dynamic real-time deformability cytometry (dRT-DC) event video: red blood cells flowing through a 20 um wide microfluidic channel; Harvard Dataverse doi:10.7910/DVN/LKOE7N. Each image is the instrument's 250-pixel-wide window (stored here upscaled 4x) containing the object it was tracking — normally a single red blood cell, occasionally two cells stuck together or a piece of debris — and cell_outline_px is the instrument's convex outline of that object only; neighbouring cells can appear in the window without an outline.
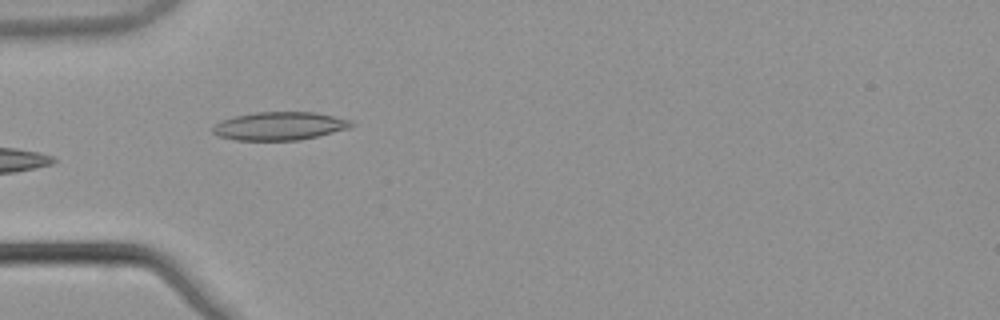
{"species": "common noctule bat (a hibernating species)", "species_latin": "Nyctalus noctula", "temperature_condition": "warm", "stored_images_in_passage": 7, "camera_frame_rate_fps": 3000, "um_per_image_px": 0.085, "animal": {"sex": "male", "body_mass_g": 21.5, "forearm_length_mm": 52.0}, "frame": {"image": 1, "passage_image": 6, "time_ms": 1.667, "image_size_px": [1000, 320], "cell_outline_px": [[356, 124], [348, 128], [300, 140], [236, 140], [220, 136], [212, 132], [212, 128], [220, 120], [236, 116], [256, 112], [316, 112], [352, 120]], "centroid_in_image_um": [23.77, 10.7], "position_along_channel_um": 61.2, "area_um2": 22.66}}
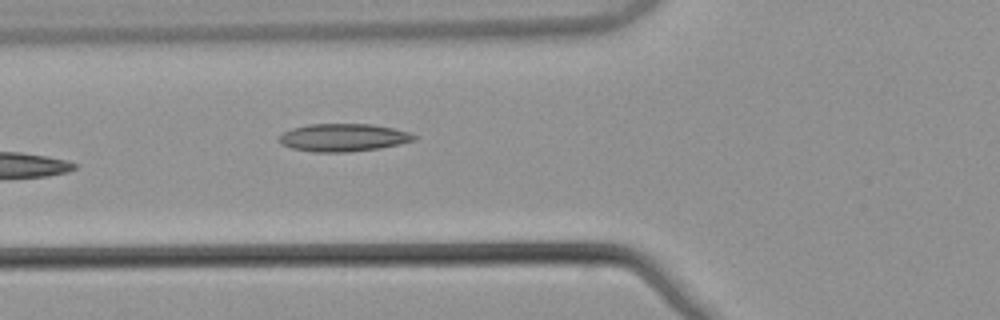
{"frame": {"image": 2, "passage_image": 7, "time_ms": 2.0, "image_size_px": [1000, 320], "cell_outline_px": [[420, 136], [416, 140], [400, 144], [380, 148], [348, 152], [312, 152], [292, 148], [280, 144], [276, 140], [284, 132], [292, 128], [308, 124], [372, 124], [392, 128], [408, 132]], "centroid_in_image_um": [29.18, 11.69], "position_along_channel_um": 96.6, "area_um2": 22.02}}